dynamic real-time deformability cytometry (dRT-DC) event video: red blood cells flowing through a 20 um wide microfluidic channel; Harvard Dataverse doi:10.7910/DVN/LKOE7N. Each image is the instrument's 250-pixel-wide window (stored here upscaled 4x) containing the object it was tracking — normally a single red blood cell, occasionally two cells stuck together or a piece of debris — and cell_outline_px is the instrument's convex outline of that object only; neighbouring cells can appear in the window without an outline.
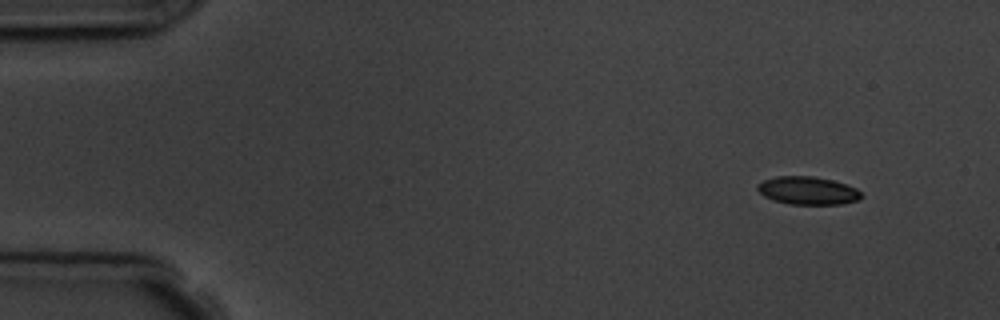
{"species": "common noctule bat (a hibernating species)", "species_latin": "Nyctalus noctula", "temperature_condition": "room temperature", "stored_images_in_passage": 4, "camera_frame_rate_fps": 3000, "um_per_image_px": 0.085, "animal": {"sex": "male", "body_mass_g": 19.5, "forearm_length_mm": 54.6}, "frame": {"image": 1, "passage_image": 1, "time_ms": 0.0, "image_size_px": [1000, 320], "cell_outline_px": [[864, 196], [860, 200], [840, 204], [788, 204], [772, 200], [764, 196], [756, 188], [756, 184], [764, 180], [776, 176], [812, 176], [832, 180], [856, 188]], "centroid_in_image_um": [68.65, 16.2], "position_along_channel_um": 16.4, "area_um2": 16.99}}
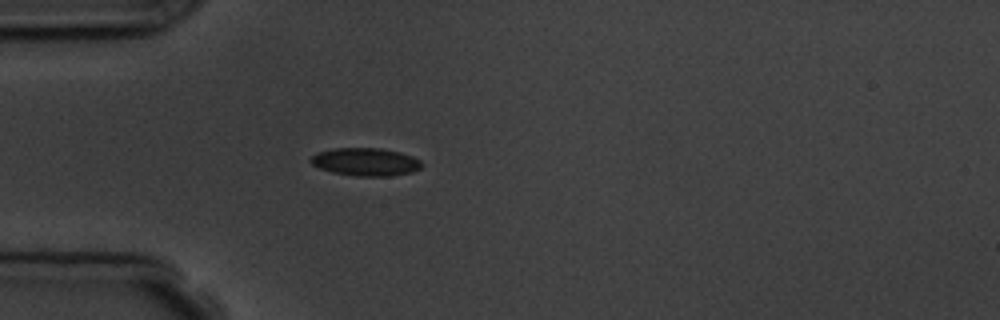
{"frame": {"image": 2, "passage_image": 4, "time_ms": 3.667, "image_size_px": [1000, 320], "cell_outline_px": [[424, 164], [420, 168], [412, 172], [392, 176], [356, 176], [332, 172], [320, 168], [312, 164], [308, 160], [316, 152], [332, 148], [380, 148], [400, 152], [412, 156], [420, 160]], "centroid_in_image_um": [31.07, 13.75], "position_along_channel_um": 53.9, "area_um2": 18.21}}